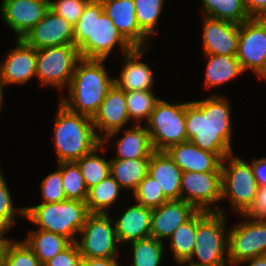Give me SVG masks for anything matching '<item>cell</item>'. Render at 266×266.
I'll return each mask as SVG.
<instances>
[{"label":"cell","instance_id":"50","mask_svg":"<svg viewBox=\"0 0 266 266\" xmlns=\"http://www.w3.org/2000/svg\"><path fill=\"white\" fill-rule=\"evenodd\" d=\"M3 87L0 85V110L2 109L3 104Z\"/></svg>","mask_w":266,"mask_h":266},{"label":"cell","instance_id":"11","mask_svg":"<svg viewBox=\"0 0 266 266\" xmlns=\"http://www.w3.org/2000/svg\"><path fill=\"white\" fill-rule=\"evenodd\" d=\"M113 223L108 214L90 213L87 216L79 232L82 239L76 241L82 258L118 257L119 242Z\"/></svg>","mask_w":266,"mask_h":266},{"label":"cell","instance_id":"40","mask_svg":"<svg viewBox=\"0 0 266 266\" xmlns=\"http://www.w3.org/2000/svg\"><path fill=\"white\" fill-rule=\"evenodd\" d=\"M57 164V171L48 174L41 182L40 193L43 198V202L41 203H54L67 200L63 188L61 163Z\"/></svg>","mask_w":266,"mask_h":266},{"label":"cell","instance_id":"29","mask_svg":"<svg viewBox=\"0 0 266 266\" xmlns=\"http://www.w3.org/2000/svg\"><path fill=\"white\" fill-rule=\"evenodd\" d=\"M121 189L123 190L111 174L88 189L85 203L89 213L108 214L109 208L116 203Z\"/></svg>","mask_w":266,"mask_h":266},{"label":"cell","instance_id":"49","mask_svg":"<svg viewBox=\"0 0 266 266\" xmlns=\"http://www.w3.org/2000/svg\"><path fill=\"white\" fill-rule=\"evenodd\" d=\"M253 19H255L260 25L266 27V7L257 13Z\"/></svg>","mask_w":266,"mask_h":266},{"label":"cell","instance_id":"47","mask_svg":"<svg viewBox=\"0 0 266 266\" xmlns=\"http://www.w3.org/2000/svg\"><path fill=\"white\" fill-rule=\"evenodd\" d=\"M5 234L6 233H0V266H5L8 243L12 240L5 238Z\"/></svg>","mask_w":266,"mask_h":266},{"label":"cell","instance_id":"3","mask_svg":"<svg viewBox=\"0 0 266 266\" xmlns=\"http://www.w3.org/2000/svg\"><path fill=\"white\" fill-rule=\"evenodd\" d=\"M105 59L81 58L68 86V96H60V103L69 111L93 119L108 90L114 85V78L105 69ZM69 99V100H68Z\"/></svg>","mask_w":266,"mask_h":266},{"label":"cell","instance_id":"5","mask_svg":"<svg viewBox=\"0 0 266 266\" xmlns=\"http://www.w3.org/2000/svg\"><path fill=\"white\" fill-rule=\"evenodd\" d=\"M226 220L225 214L221 212H196L195 248L188 264L198 266L229 264Z\"/></svg>","mask_w":266,"mask_h":266},{"label":"cell","instance_id":"12","mask_svg":"<svg viewBox=\"0 0 266 266\" xmlns=\"http://www.w3.org/2000/svg\"><path fill=\"white\" fill-rule=\"evenodd\" d=\"M221 196L222 172L182 173L181 200L191 204L197 211L224 213L220 206H212L222 201Z\"/></svg>","mask_w":266,"mask_h":266},{"label":"cell","instance_id":"23","mask_svg":"<svg viewBox=\"0 0 266 266\" xmlns=\"http://www.w3.org/2000/svg\"><path fill=\"white\" fill-rule=\"evenodd\" d=\"M182 173L165 151H154L151 154L148 174L157 181L167 200H181Z\"/></svg>","mask_w":266,"mask_h":266},{"label":"cell","instance_id":"28","mask_svg":"<svg viewBox=\"0 0 266 266\" xmlns=\"http://www.w3.org/2000/svg\"><path fill=\"white\" fill-rule=\"evenodd\" d=\"M24 242L35 253L42 265L72 243L62 235L40 229L30 231Z\"/></svg>","mask_w":266,"mask_h":266},{"label":"cell","instance_id":"35","mask_svg":"<svg viewBox=\"0 0 266 266\" xmlns=\"http://www.w3.org/2000/svg\"><path fill=\"white\" fill-rule=\"evenodd\" d=\"M61 173L66 199L86 201L88 189L76 162H61Z\"/></svg>","mask_w":266,"mask_h":266},{"label":"cell","instance_id":"32","mask_svg":"<svg viewBox=\"0 0 266 266\" xmlns=\"http://www.w3.org/2000/svg\"><path fill=\"white\" fill-rule=\"evenodd\" d=\"M102 144L97 146L92 152L84 155L76 161L78 164L87 189L97 185L108 175H110V160L98 156V151H105L106 147ZM100 149V150H99Z\"/></svg>","mask_w":266,"mask_h":266},{"label":"cell","instance_id":"25","mask_svg":"<svg viewBox=\"0 0 266 266\" xmlns=\"http://www.w3.org/2000/svg\"><path fill=\"white\" fill-rule=\"evenodd\" d=\"M154 152L147 127L136 124L124 130L116 142V156L112 159L150 158Z\"/></svg>","mask_w":266,"mask_h":266},{"label":"cell","instance_id":"39","mask_svg":"<svg viewBox=\"0 0 266 266\" xmlns=\"http://www.w3.org/2000/svg\"><path fill=\"white\" fill-rule=\"evenodd\" d=\"M5 266H43L35 253L22 241L8 243Z\"/></svg>","mask_w":266,"mask_h":266},{"label":"cell","instance_id":"43","mask_svg":"<svg viewBox=\"0 0 266 266\" xmlns=\"http://www.w3.org/2000/svg\"><path fill=\"white\" fill-rule=\"evenodd\" d=\"M245 215L266 219V187L259 188L253 207Z\"/></svg>","mask_w":266,"mask_h":266},{"label":"cell","instance_id":"48","mask_svg":"<svg viewBox=\"0 0 266 266\" xmlns=\"http://www.w3.org/2000/svg\"><path fill=\"white\" fill-rule=\"evenodd\" d=\"M244 262H246V264L249 262L248 266H266V255L256 256Z\"/></svg>","mask_w":266,"mask_h":266},{"label":"cell","instance_id":"38","mask_svg":"<svg viewBox=\"0 0 266 266\" xmlns=\"http://www.w3.org/2000/svg\"><path fill=\"white\" fill-rule=\"evenodd\" d=\"M132 193L138 204L151 209L157 208L168 201L157 181L149 174L140 181Z\"/></svg>","mask_w":266,"mask_h":266},{"label":"cell","instance_id":"42","mask_svg":"<svg viewBox=\"0 0 266 266\" xmlns=\"http://www.w3.org/2000/svg\"><path fill=\"white\" fill-rule=\"evenodd\" d=\"M82 256L76 242L48 260L43 266H81Z\"/></svg>","mask_w":266,"mask_h":266},{"label":"cell","instance_id":"34","mask_svg":"<svg viewBox=\"0 0 266 266\" xmlns=\"http://www.w3.org/2000/svg\"><path fill=\"white\" fill-rule=\"evenodd\" d=\"M129 244L133 253L132 266H160L165 249L164 242L148 237Z\"/></svg>","mask_w":266,"mask_h":266},{"label":"cell","instance_id":"46","mask_svg":"<svg viewBox=\"0 0 266 266\" xmlns=\"http://www.w3.org/2000/svg\"><path fill=\"white\" fill-rule=\"evenodd\" d=\"M248 15L253 18L263 8L266 7V0H244Z\"/></svg>","mask_w":266,"mask_h":266},{"label":"cell","instance_id":"8","mask_svg":"<svg viewBox=\"0 0 266 266\" xmlns=\"http://www.w3.org/2000/svg\"><path fill=\"white\" fill-rule=\"evenodd\" d=\"M146 124L154 151L187 141L185 102L170 104L160 99Z\"/></svg>","mask_w":266,"mask_h":266},{"label":"cell","instance_id":"33","mask_svg":"<svg viewBox=\"0 0 266 266\" xmlns=\"http://www.w3.org/2000/svg\"><path fill=\"white\" fill-rule=\"evenodd\" d=\"M152 91H125L129 119L135 120L138 125L142 124L143 119L145 123L149 121L153 109L160 100Z\"/></svg>","mask_w":266,"mask_h":266},{"label":"cell","instance_id":"14","mask_svg":"<svg viewBox=\"0 0 266 266\" xmlns=\"http://www.w3.org/2000/svg\"><path fill=\"white\" fill-rule=\"evenodd\" d=\"M92 120L101 144L103 146L107 145L111 138H115L114 136L118 135L122 128L124 130L125 125L130 121L125 91L114 84L108 90L97 114ZM100 132H104L103 137Z\"/></svg>","mask_w":266,"mask_h":266},{"label":"cell","instance_id":"27","mask_svg":"<svg viewBox=\"0 0 266 266\" xmlns=\"http://www.w3.org/2000/svg\"><path fill=\"white\" fill-rule=\"evenodd\" d=\"M149 159H110V174L123 190H132L133 192L148 174Z\"/></svg>","mask_w":266,"mask_h":266},{"label":"cell","instance_id":"6","mask_svg":"<svg viewBox=\"0 0 266 266\" xmlns=\"http://www.w3.org/2000/svg\"><path fill=\"white\" fill-rule=\"evenodd\" d=\"M85 202L64 200L54 203H41L25 207V218L38 225V229L62 235L76 242L86 218L89 215Z\"/></svg>","mask_w":266,"mask_h":266},{"label":"cell","instance_id":"13","mask_svg":"<svg viewBox=\"0 0 266 266\" xmlns=\"http://www.w3.org/2000/svg\"><path fill=\"white\" fill-rule=\"evenodd\" d=\"M236 58L242 70L266 80V27L250 18L239 24Z\"/></svg>","mask_w":266,"mask_h":266},{"label":"cell","instance_id":"41","mask_svg":"<svg viewBox=\"0 0 266 266\" xmlns=\"http://www.w3.org/2000/svg\"><path fill=\"white\" fill-rule=\"evenodd\" d=\"M90 0H49V9L76 25Z\"/></svg>","mask_w":266,"mask_h":266},{"label":"cell","instance_id":"9","mask_svg":"<svg viewBox=\"0 0 266 266\" xmlns=\"http://www.w3.org/2000/svg\"><path fill=\"white\" fill-rule=\"evenodd\" d=\"M80 59V52L75 44L37 50L36 77L41 86H54L62 91L68 88Z\"/></svg>","mask_w":266,"mask_h":266},{"label":"cell","instance_id":"51","mask_svg":"<svg viewBox=\"0 0 266 266\" xmlns=\"http://www.w3.org/2000/svg\"><path fill=\"white\" fill-rule=\"evenodd\" d=\"M185 264H186L187 266H198V265L188 264L187 262H186V263H183V264H181V265L184 266Z\"/></svg>","mask_w":266,"mask_h":266},{"label":"cell","instance_id":"45","mask_svg":"<svg viewBox=\"0 0 266 266\" xmlns=\"http://www.w3.org/2000/svg\"><path fill=\"white\" fill-rule=\"evenodd\" d=\"M81 266H120L117 258H82Z\"/></svg>","mask_w":266,"mask_h":266},{"label":"cell","instance_id":"44","mask_svg":"<svg viewBox=\"0 0 266 266\" xmlns=\"http://www.w3.org/2000/svg\"><path fill=\"white\" fill-rule=\"evenodd\" d=\"M252 169L259 187H266V157L252 160Z\"/></svg>","mask_w":266,"mask_h":266},{"label":"cell","instance_id":"18","mask_svg":"<svg viewBox=\"0 0 266 266\" xmlns=\"http://www.w3.org/2000/svg\"><path fill=\"white\" fill-rule=\"evenodd\" d=\"M165 152L183 172H222V160L228 155L202 150L189 140L173 145Z\"/></svg>","mask_w":266,"mask_h":266},{"label":"cell","instance_id":"21","mask_svg":"<svg viewBox=\"0 0 266 266\" xmlns=\"http://www.w3.org/2000/svg\"><path fill=\"white\" fill-rule=\"evenodd\" d=\"M196 212L197 210L184 200H168L152 209L150 237L161 242L169 239L175 229L188 221Z\"/></svg>","mask_w":266,"mask_h":266},{"label":"cell","instance_id":"31","mask_svg":"<svg viewBox=\"0 0 266 266\" xmlns=\"http://www.w3.org/2000/svg\"><path fill=\"white\" fill-rule=\"evenodd\" d=\"M196 213L184 224L175 229L169 238L170 249L176 263L183 264L190 260L195 248Z\"/></svg>","mask_w":266,"mask_h":266},{"label":"cell","instance_id":"24","mask_svg":"<svg viewBox=\"0 0 266 266\" xmlns=\"http://www.w3.org/2000/svg\"><path fill=\"white\" fill-rule=\"evenodd\" d=\"M152 209L138 203L128 206L114 221L119 244L134 242L151 235Z\"/></svg>","mask_w":266,"mask_h":266},{"label":"cell","instance_id":"10","mask_svg":"<svg viewBox=\"0 0 266 266\" xmlns=\"http://www.w3.org/2000/svg\"><path fill=\"white\" fill-rule=\"evenodd\" d=\"M239 216L248 221L242 220L236 223L228 232L230 266H238L256 256L266 255V219H258L245 214H239Z\"/></svg>","mask_w":266,"mask_h":266},{"label":"cell","instance_id":"7","mask_svg":"<svg viewBox=\"0 0 266 266\" xmlns=\"http://www.w3.org/2000/svg\"><path fill=\"white\" fill-rule=\"evenodd\" d=\"M221 168L222 201L228 199L236 214H246L253 207L260 188L252 162L249 164L232 153L222 160Z\"/></svg>","mask_w":266,"mask_h":266},{"label":"cell","instance_id":"4","mask_svg":"<svg viewBox=\"0 0 266 266\" xmlns=\"http://www.w3.org/2000/svg\"><path fill=\"white\" fill-rule=\"evenodd\" d=\"M58 162H76L101 144L92 118L69 111L59 102L53 130Z\"/></svg>","mask_w":266,"mask_h":266},{"label":"cell","instance_id":"22","mask_svg":"<svg viewBox=\"0 0 266 266\" xmlns=\"http://www.w3.org/2000/svg\"><path fill=\"white\" fill-rule=\"evenodd\" d=\"M148 47H133L125 53V60L120 77H114V84L124 91H146L152 90L154 84L153 70L140 59L148 50ZM140 60V61H139Z\"/></svg>","mask_w":266,"mask_h":266},{"label":"cell","instance_id":"37","mask_svg":"<svg viewBox=\"0 0 266 266\" xmlns=\"http://www.w3.org/2000/svg\"><path fill=\"white\" fill-rule=\"evenodd\" d=\"M17 212V213H16ZM25 216V206L15 208L12 196L0 169V233H7L16 223V215Z\"/></svg>","mask_w":266,"mask_h":266},{"label":"cell","instance_id":"19","mask_svg":"<svg viewBox=\"0 0 266 266\" xmlns=\"http://www.w3.org/2000/svg\"><path fill=\"white\" fill-rule=\"evenodd\" d=\"M103 11L113 21L118 32L132 47H149V37L136 20L134 0H100Z\"/></svg>","mask_w":266,"mask_h":266},{"label":"cell","instance_id":"17","mask_svg":"<svg viewBox=\"0 0 266 266\" xmlns=\"http://www.w3.org/2000/svg\"><path fill=\"white\" fill-rule=\"evenodd\" d=\"M1 17L4 23L21 39L49 10V0H3Z\"/></svg>","mask_w":266,"mask_h":266},{"label":"cell","instance_id":"26","mask_svg":"<svg viewBox=\"0 0 266 266\" xmlns=\"http://www.w3.org/2000/svg\"><path fill=\"white\" fill-rule=\"evenodd\" d=\"M205 70V88L221 86L244 72L236 56L208 55Z\"/></svg>","mask_w":266,"mask_h":266},{"label":"cell","instance_id":"15","mask_svg":"<svg viewBox=\"0 0 266 266\" xmlns=\"http://www.w3.org/2000/svg\"><path fill=\"white\" fill-rule=\"evenodd\" d=\"M22 39L36 50L75 44L74 25L49 9Z\"/></svg>","mask_w":266,"mask_h":266},{"label":"cell","instance_id":"20","mask_svg":"<svg viewBox=\"0 0 266 266\" xmlns=\"http://www.w3.org/2000/svg\"><path fill=\"white\" fill-rule=\"evenodd\" d=\"M203 53L236 56L239 24L203 16Z\"/></svg>","mask_w":266,"mask_h":266},{"label":"cell","instance_id":"2","mask_svg":"<svg viewBox=\"0 0 266 266\" xmlns=\"http://www.w3.org/2000/svg\"><path fill=\"white\" fill-rule=\"evenodd\" d=\"M75 45L81 58L105 59L116 45L123 55L133 47L118 32L111 18L103 11L100 0H90L74 26Z\"/></svg>","mask_w":266,"mask_h":266},{"label":"cell","instance_id":"16","mask_svg":"<svg viewBox=\"0 0 266 266\" xmlns=\"http://www.w3.org/2000/svg\"><path fill=\"white\" fill-rule=\"evenodd\" d=\"M16 47L0 61V85H23L36 76L37 50L22 38H16Z\"/></svg>","mask_w":266,"mask_h":266},{"label":"cell","instance_id":"30","mask_svg":"<svg viewBox=\"0 0 266 266\" xmlns=\"http://www.w3.org/2000/svg\"><path fill=\"white\" fill-rule=\"evenodd\" d=\"M204 16L241 24L249 20L244 0H201Z\"/></svg>","mask_w":266,"mask_h":266},{"label":"cell","instance_id":"36","mask_svg":"<svg viewBox=\"0 0 266 266\" xmlns=\"http://www.w3.org/2000/svg\"><path fill=\"white\" fill-rule=\"evenodd\" d=\"M165 0H134L136 7V20L140 29L151 38L156 33L158 23Z\"/></svg>","mask_w":266,"mask_h":266},{"label":"cell","instance_id":"1","mask_svg":"<svg viewBox=\"0 0 266 266\" xmlns=\"http://www.w3.org/2000/svg\"><path fill=\"white\" fill-rule=\"evenodd\" d=\"M187 140L211 153L232 154L231 107L225 96L185 102Z\"/></svg>","mask_w":266,"mask_h":266}]
</instances>
